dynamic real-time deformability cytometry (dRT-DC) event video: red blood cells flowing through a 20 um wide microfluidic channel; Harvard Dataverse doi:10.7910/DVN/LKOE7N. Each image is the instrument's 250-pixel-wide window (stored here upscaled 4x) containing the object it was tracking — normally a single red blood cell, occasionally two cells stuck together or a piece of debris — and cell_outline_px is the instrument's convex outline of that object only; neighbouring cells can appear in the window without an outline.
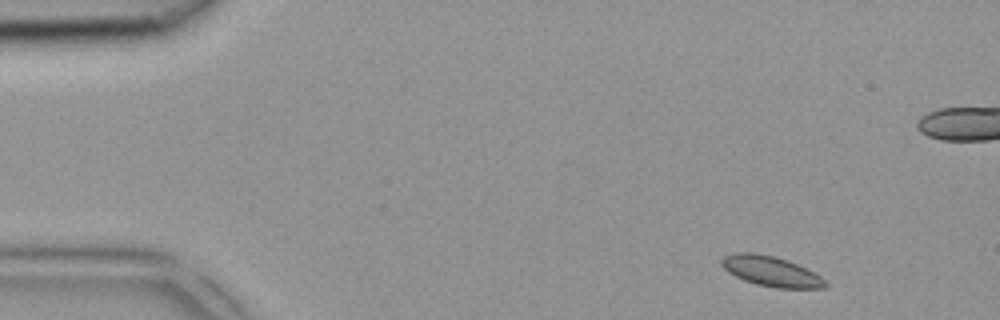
{"species": "common noctule bat (a hibernating species)", "species_latin": "Nyctalus noctula", "temperature_condition": "room temperature", "stored_images_in_passage": 4, "camera_frame_rate_fps": 3000, "um_per_image_px": 0.085, "animal": {"sex": "female", "body_mass_g": 18.4}, "frame": {"image": 1, "passage_image": 1, "time_ms": 0.0, "image_size_px": [1000, 320], "cell_outline_px": [[828, 284], [824, 288], [776, 288], [756, 284], [744, 280], [728, 272], [720, 264], [720, 260], [724, 256], [732, 252], [752, 252], [772, 256], [796, 264], [820, 276]], "centroid_in_image_um": [65.48, 23.06], "position_along_channel_um": 19.5, "area_um2": 17.98}}